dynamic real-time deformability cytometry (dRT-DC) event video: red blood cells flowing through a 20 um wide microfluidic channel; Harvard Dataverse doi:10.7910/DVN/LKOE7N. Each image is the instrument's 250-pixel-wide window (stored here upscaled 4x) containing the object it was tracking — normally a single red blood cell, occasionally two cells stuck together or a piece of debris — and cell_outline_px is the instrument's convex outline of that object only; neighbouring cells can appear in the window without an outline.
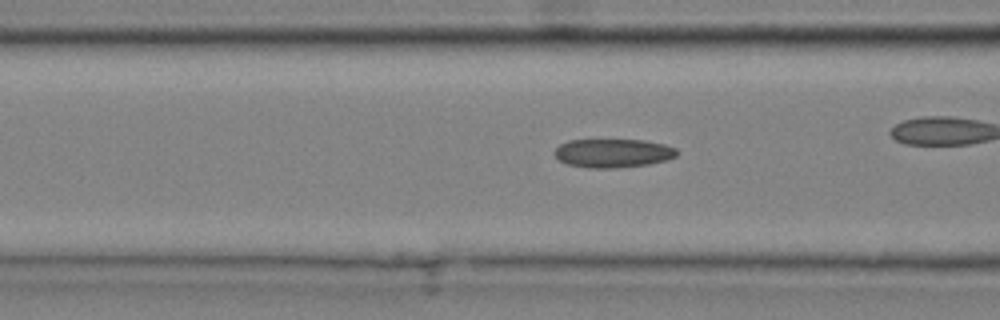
{"species": "common noctule bat (a hibernating species)", "species_latin": "Nyctalus noctula", "temperature_condition": "cold", "stored_images_in_passage": 24, "camera_frame_rate_fps": 3000, "um_per_image_px": 0.085, "animal": {"sex": "male", "body_mass_g": 20.4}, "frame": {"image": 1, "passage_image": 4, "time_ms": 1.0, "image_size_px": [1000, 320], "cell_outline_px": [[676, 156], [668, 160], [648, 164], [616, 168], [588, 168], [568, 164], [560, 160], [552, 152], [560, 144], [568, 140], [644, 140], [664, 144], [676, 148]], "centroid_in_image_um": [52.09, 13.02], "position_along_channel_um": 114.5, "area_um2": 20.46}}